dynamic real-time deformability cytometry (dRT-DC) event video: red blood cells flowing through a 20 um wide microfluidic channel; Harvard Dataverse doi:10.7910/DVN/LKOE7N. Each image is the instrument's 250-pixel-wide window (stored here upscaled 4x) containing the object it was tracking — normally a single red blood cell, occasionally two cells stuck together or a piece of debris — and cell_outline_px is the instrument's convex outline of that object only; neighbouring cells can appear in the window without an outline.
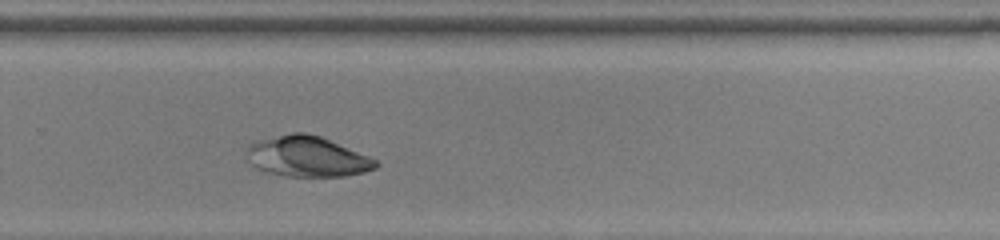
{"species": "common noctule bat (a hibernating species)", "species_latin": "Nyctalus noctula", "temperature_condition": "room temperature", "stored_images_in_passage": 29, "camera_frame_rate_fps": 3000, "um_per_image_px": 0.085, "animal": {"sex": "female", "body_mass_g": 22.0, "forearm_length_mm": 56.7}, "frame": {"image": 1, "passage_image": 18, "time_ms": 5.667, "image_size_px": [1000, 240], "cell_outline_px": [[380, 164], [376, 168], [364, 172], [344, 176], [284, 176], [252, 168], [244, 152], [256, 140], [292, 132], [304, 132], [320, 136], [368, 156], [376, 160]], "centroid_in_image_um": [26.06, 13.31], "position_along_channel_um": 303.7, "area_um2": 30.58}}